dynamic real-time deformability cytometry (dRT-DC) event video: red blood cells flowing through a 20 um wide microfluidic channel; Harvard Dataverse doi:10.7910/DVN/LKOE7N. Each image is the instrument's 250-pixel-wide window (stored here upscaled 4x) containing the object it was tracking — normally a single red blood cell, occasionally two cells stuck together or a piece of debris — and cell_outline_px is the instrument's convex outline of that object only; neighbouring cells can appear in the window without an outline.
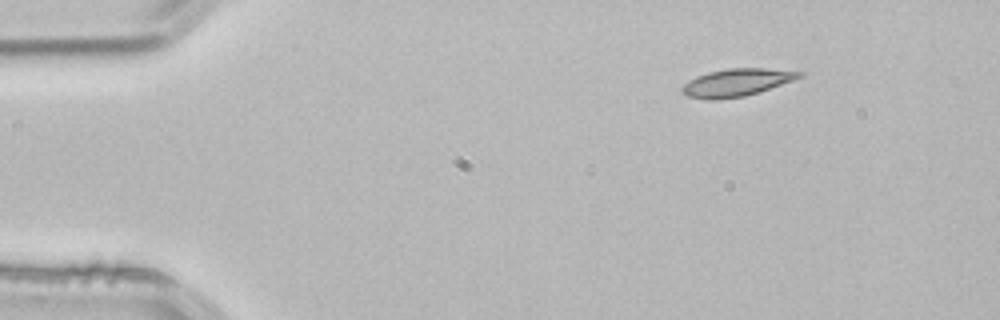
{"species": "common noctule bat (a hibernating species)", "species_latin": "Nyctalus noctula", "temperature_condition": "room temperature", "stored_images_in_passage": 3, "camera_frame_rate_fps": 3000, "um_per_image_px": 0.085, "animal": {"sex": "male", "body_mass_g": 21.5, "forearm_length_mm": 52.0}, "frame": {"image": 1, "passage_image": 1, "time_ms": 0.0, "image_size_px": [1000, 320], "cell_outline_px": [[804, 76], [744, 96], [712, 100], [708, 100], [688, 96], [680, 92], [680, 88], [684, 84], [696, 76], [708, 72], [728, 68], [764, 68], [804, 72]], "centroid_in_image_um": [62.55, 7.0], "position_along_channel_um": 22.4, "area_um2": 18.55}}
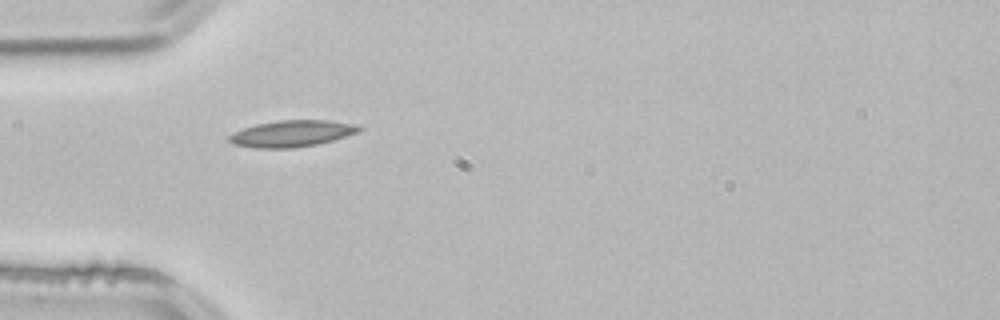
{"frame": {"image": 2, "passage_image": 3, "time_ms": 0.667, "image_size_px": [1000, 320], "cell_outline_px": [[364, 128], [360, 132], [332, 140], [316, 144], [296, 148], [252, 148], [232, 144], [228, 140], [228, 136], [232, 132], [256, 124], [280, 120], [328, 120], [356, 124]], "centroid_in_image_um": [24.8, 11.35], "position_along_channel_um": 60.2, "area_um2": 20.23}}